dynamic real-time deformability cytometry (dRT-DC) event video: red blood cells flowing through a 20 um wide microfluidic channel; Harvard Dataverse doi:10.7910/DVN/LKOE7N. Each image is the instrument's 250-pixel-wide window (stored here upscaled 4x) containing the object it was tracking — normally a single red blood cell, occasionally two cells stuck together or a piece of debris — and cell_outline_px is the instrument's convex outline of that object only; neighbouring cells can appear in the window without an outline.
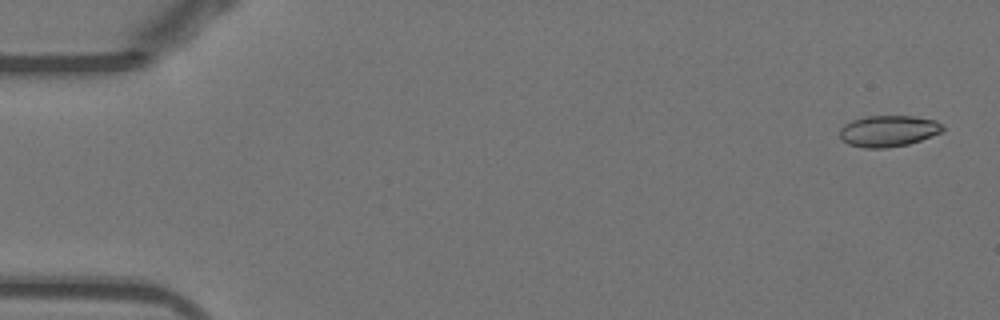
{"species": "Egyptian fruit bat (a non-hibernating species)", "species_latin": "Rousettus aegyptiacus", "temperature_condition": "warm", "stored_images_in_passage": 52, "camera_frame_rate_fps": 3000, "um_per_image_px": 0.085, "animal": {"sex": "female"}, "frame": {"image": 1, "passage_image": 2, "time_ms": 0.333, "image_size_px": [1000, 320], "cell_outline_px": [[944, 128], [940, 132], [920, 140], [908, 144], [884, 148], [864, 148], [848, 144], [840, 140], [840, 128], [844, 124], [852, 120], [868, 116], [912, 116], [936, 120]], "centroid_in_image_um": [75.46, 11.13], "position_along_channel_um": 9.5, "area_um2": 18.67}}
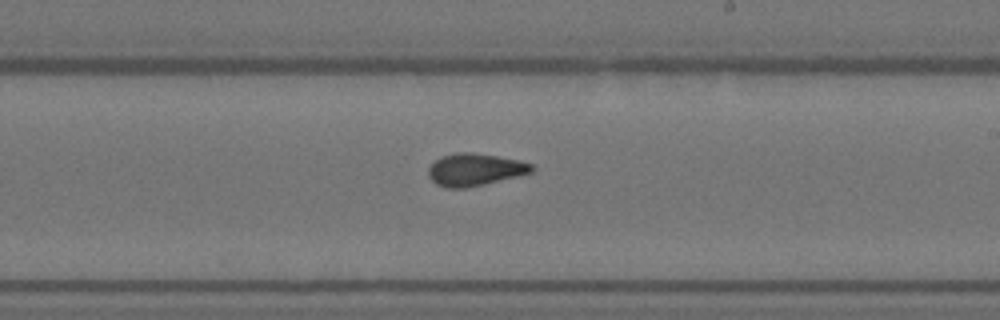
{"frame": {"image": 2, "passage_image": 31, "time_ms": 10.0, "image_size_px": [1000, 320], "cell_outline_px": [[536, 168], [532, 172], [484, 184], [464, 188], [444, 188], [436, 184], [428, 176], [428, 168], [440, 156], [456, 152], [472, 152], [520, 160], [532, 164]], "centroid_in_image_um": [40.35, 14.41], "position_along_channel_um": 248.7, "area_um2": 19.48}}
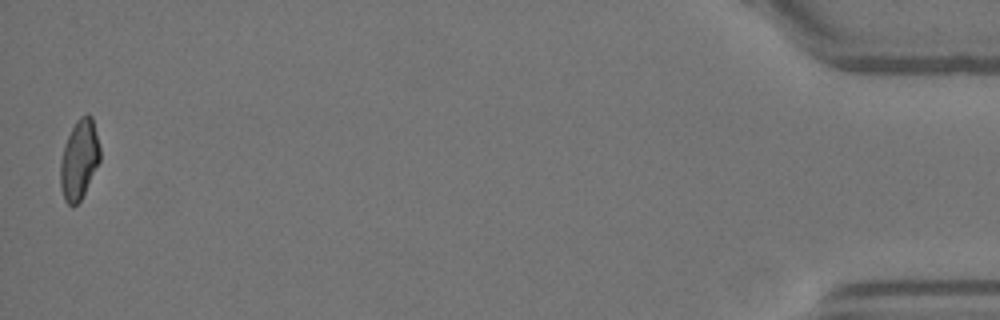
{"frame": {"image": 3, "passage_image": 52, "time_ms": 17.0, "image_size_px": [1000, 320], "cell_outline_px": [[100, 160], [80, 200], [72, 208], [64, 200], [60, 188], [60, 164], [64, 144], [76, 120], [80, 116], [88, 112], [92, 116], [100, 148]], "centroid_in_image_um": [6.72, 13.55], "position_along_channel_um": 428.5, "area_um2": 18.38}, "authors_computed_cell_mechanics": {"area_um2": 18.8139, "velocity_mm_per_s": 3.8894, "shape_relaxation_time_tau1_ms": null, "shape_relaxation_time_tau2_ms": 1.5573, "deformation_change_tau1": null, "deformation_change_tau2": 0.0813}}